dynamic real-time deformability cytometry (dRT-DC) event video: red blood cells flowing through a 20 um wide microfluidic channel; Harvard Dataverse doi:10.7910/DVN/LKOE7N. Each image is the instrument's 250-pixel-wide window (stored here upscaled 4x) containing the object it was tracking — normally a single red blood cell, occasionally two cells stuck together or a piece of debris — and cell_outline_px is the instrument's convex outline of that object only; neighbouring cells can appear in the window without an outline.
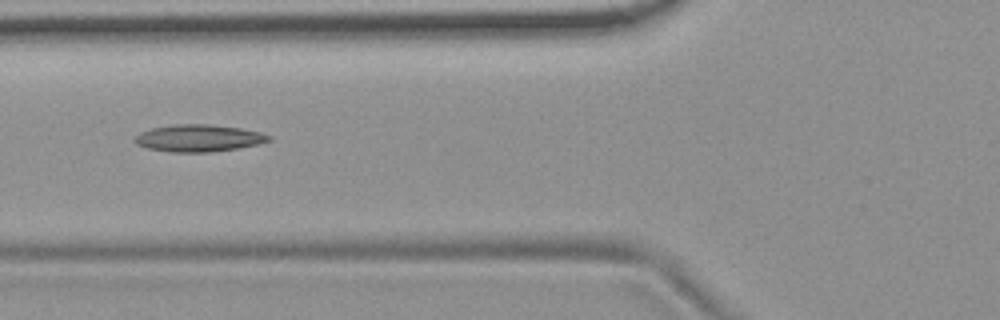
{"species": "common noctule bat (a hibernating species)", "species_latin": "Nyctalus noctula", "temperature_condition": "room temperature", "stored_images_in_passage": 8, "camera_frame_rate_fps": 3000, "um_per_image_px": 0.085, "animal": {"sex": "female", "body_mass_g": 19.9}, "frame": {"image": 1, "passage_image": 6, "time_ms": 5.667, "image_size_px": [1000, 320], "cell_outline_px": [[272, 140], [260, 144], [240, 148], [212, 152], [168, 152], [148, 148], [136, 144], [132, 140], [140, 132], [152, 128], [176, 124], [208, 124], [240, 128], [260, 132], [272, 136]], "centroid_in_image_um": [16.91, 11.75], "position_along_channel_um": 108.9, "area_um2": 21.33}}
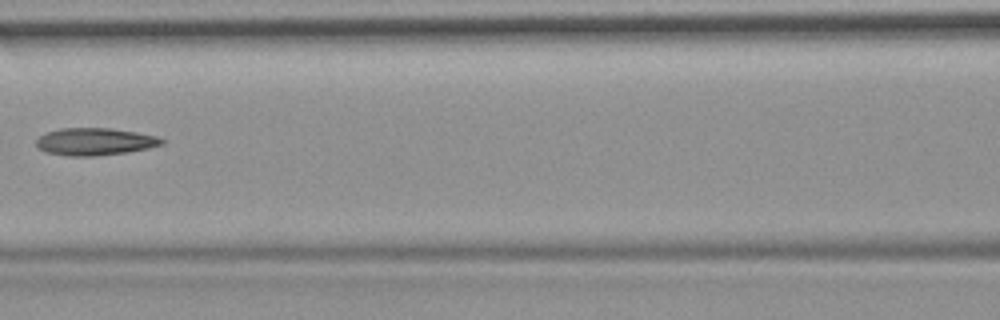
{"frame": {"image": 2, "passage_image": 7, "time_ms": 7.0, "image_size_px": [1000, 320], "cell_outline_px": [[164, 144], [148, 148], [128, 152], [96, 156], [68, 156], [44, 152], [36, 144], [36, 140], [40, 136], [48, 132], [60, 128], [112, 128], [136, 132], [156, 136], [164, 140]], "centroid_in_image_um": [8.07, 12.04], "position_along_channel_um": 158.5, "area_um2": 20.0}}
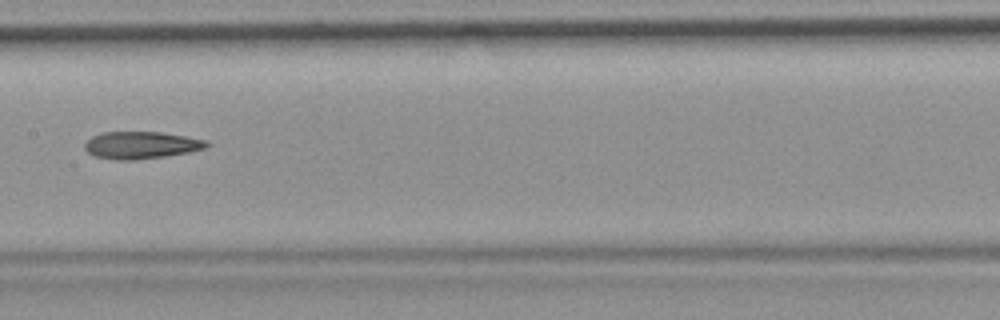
{"frame": {"image": 3, "passage_image": 8, "time_ms": 8.0, "image_size_px": [1000, 320], "cell_outline_px": [[212, 144], [204, 148], [188, 152], [164, 156], [136, 160], [116, 160], [96, 156], [88, 152], [84, 148], [84, 144], [92, 136], [100, 132], [160, 132], [184, 136], [204, 140]], "centroid_in_image_um": [11.97, 12.33], "position_along_channel_um": 195.4, "area_um2": 19.19}}